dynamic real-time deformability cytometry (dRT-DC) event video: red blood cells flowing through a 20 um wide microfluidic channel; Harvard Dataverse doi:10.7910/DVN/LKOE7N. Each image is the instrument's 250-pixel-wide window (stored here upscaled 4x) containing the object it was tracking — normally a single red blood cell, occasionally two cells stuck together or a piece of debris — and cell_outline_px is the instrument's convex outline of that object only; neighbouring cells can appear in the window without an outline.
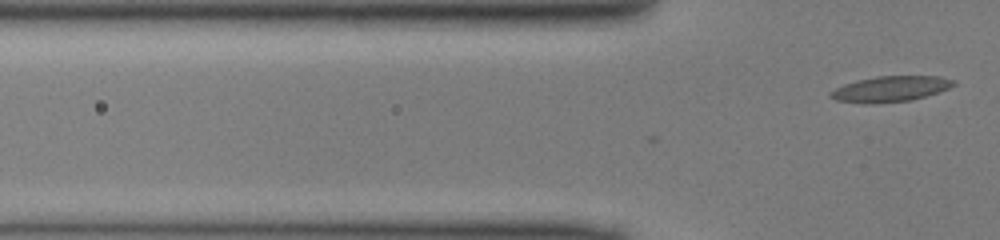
{"species": "common noctule bat (a hibernating species)", "species_latin": "Nyctalus noctula", "temperature_condition": "cold", "stored_images_in_passage": 3, "camera_frame_rate_fps": 3000, "um_per_image_px": 0.085, "animal": {"sex": "male", "body_mass_g": 13.0, "forearm_length_mm": 53.1}, "frame": {"image": 1, "passage_image": 3, "time_ms": 0.667, "image_size_px": [1000, 240], "cell_outline_px": [[956, 84], [948, 88], [924, 96], [908, 100], [872, 104], [864, 104], [836, 100], [828, 96], [828, 92], [844, 84], [856, 80], [876, 76], [940, 76], [956, 80]], "centroid_in_image_um": [75.63, 7.55], "position_along_channel_um": 50.2, "area_um2": 18.38}}